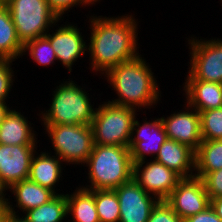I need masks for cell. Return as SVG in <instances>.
I'll use <instances>...</instances> for the list:
<instances>
[{
    "label": "cell",
    "instance_id": "e575fe53",
    "mask_svg": "<svg viewBox=\"0 0 222 222\" xmlns=\"http://www.w3.org/2000/svg\"><path fill=\"white\" fill-rule=\"evenodd\" d=\"M20 215L8 212L5 216L4 222H27V220L22 216V214Z\"/></svg>",
    "mask_w": 222,
    "mask_h": 222
},
{
    "label": "cell",
    "instance_id": "d4e9b609",
    "mask_svg": "<svg viewBox=\"0 0 222 222\" xmlns=\"http://www.w3.org/2000/svg\"><path fill=\"white\" fill-rule=\"evenodd\" d=\"M94 198L100 222H119L120 204L114 190H94Z\"/></svg>",
    "mask_w": 222,
    "mask_h": 222
},
{
    "label": "cell",
    "instance_id": "4316f807",
    "mask_svg": "<svg viewBox=\"0 0 222 222\" xmlns=\"http://www.w3.org/2000/svg\"><path fill=\"white\" fill-rule=\"evenodd\" d=\"M202 140H222V108L199 113Z\"/></svg>",
    "mask_w": 222,
    "mask_h": 222
},
{
    "label": "cell",
    "instance_id": "8d00e7d4",
    "mask_svg": "<svg viewBox=\"0 0 222 222\" xmlns=\"http://www.w3.org/2000/svg\"><path fill=\"white\" fill-rule=\"evenodd\" d=\"M13 0H0V6H8Z\"/></svg>",
    "mask_w": 222,
    "mask_h": 222
},
{
    "label": "cell",
    "instance_id": "f546056e",
    "mask_svg": "<svg viewBox=\"0 0 222 222\" xmlns=\"http://www.w3.org/2000/svg\"><path fill=\"white\" fill-rule=\"evenodd\" d=\"M201 180L210 199L222 197V169L205 174Z\"/></svg>",
    "mask_w": 222,
    "mask_h": 222
},
{
    "label": "cell",
    "instance_id": "7402d4cb",
    "mask_svg": "<svg viewBox=\"0 0 222 222\" xmlns=\"http://www.w3.org/2000/svg\"><path fill=\"white\" fill-rule=\"evenodd\" d=\"M23 44L18 39L16 28L7 6H0V59L22 58Z\"/></svg>",
    "mask_w": 222,
    "mask_h": 222
},
{
    "label": "cell",
    "instance_id": "603a6c76",
    "mask_svg": "<svg viewBox=\"0 0 222 222\" xmlns=\"http://www.w3.org/2000/svg\"><path fill=\"white\" fill-rule=\"evenodd\" d=\"M218 169H222V140H202L195 151L194 176L201 179Z\"/></svg>",
    "mask_w": 222,
    "mask_h": 222
},
{
    "label": "cell",
    "instance_id": "d590c367",
    "mask_svg": "<svg viewBox=\"0 0 222 222\" xmlns=\"http://www.w3.org/2000/svg\"><path fill=\"white\" fill-rule=\"evenodd\" d=\"M11 108L12 106L10 107L8 103H0V125Z\"/></svg>",
    "mask_w": 222,
    "mask_h": 222
},
{
    "label": "cell",
    "instance_id": "44dd1931",
    "mask_svg": "<svg viewBox=\"0 0 222 222\" xmlns=\"http://www.w3.org/2000/svg\"><path fill=\"white\" fill-rule=\"evenodd\" d=\"M66 200L67 215L70 218L68 222H100L95 205L94 190L77 186L71 194L66 193Z\"/></svg>",
    "mask_w": 222,
    "mask_h": 222
},
{
    "label": "cell",
    "instance_id": "52a82bcc",
    "mask_svg": "<svg viewBox=\"0 0 222 222\" xmlns=\"http://www.w3.org/2000/svg\"><path fill=\"white\" fill-rule=\"evenodd\" d=\"M20 42L45 36L61 20L47 0H13L7 6ZM52 27V28H51Z\"/></svg>",
    "mask_w": 222,
    "mask_h": 222
},
{
    "label": "cell",
    "instance_id": "f1b7e54d",
    "mask_svg": "<svg viewBox=\"0 0 222 222\" xmlns=\"http://www.w3.org/2000/svg\"><path fill=\"white\" fill-rule=\"evenodd\" d=\"M147 222H184L165 201L161 200L152 209Z\"/></svg>",
    "mask_w": 222,
    "mask_h": 222
},
{
    "label": "cell",
    "instance_id": "ffe728a7",
    "mask_svg": "<svg viewBox=\"0 0 222 222\" xmlns=\"http://www.w3.org/2000/svg\"><path fill=\"white\" fill-rule=\"evenodd\" d=\"M32 124L21 111L11 108L0 125V144L37 145L39 140Z\"/></svg>",
    "mask_w": 222,
    "mask_h": 222
},
{
    "label": "cell",
    "instance_id": "1f68e13d",
    "mask_svg": "<svg viewBox=\"0 0 222 222\" xmlns=\"http://www.w3.org/2000/svg\"><path fill=\"white\" fill-rule=\"evenodd\" d=\"M184 222H222L211 206L204 211L188 217Z\"/></svg>",
    "mask_w": 222,
    "mask_h": 222
},
{
    "label": "cell",
    "instance_id": "8992f818",
    "mask_svg": "<svg viewBox=\"0 0 222 222\" xmlns=\"http://www.w3.org/2000/svg\"><path fill=\"white\" fill-rule=\"evenodd\" d=\"M45 134L51 140L54 155L64 165L83 166L92 153L94 146L90 125H43Z\"/></svg>",
    "mask_w": 222,
    "mask_h": 222
},
{
    "label": "cell",
    "instance_id": "9a60e30c",
    "mask_svg": "<svg viewBox=\"0 0 222 222\" xmlns=\"http://www.w3.org/2000/svg\"><path fill=\"white\" fill-rule=\"evenodd\" d=\"M184 103V110L160 118L168 139L185 144L196 151L202 142L200 115L196 109Z\"/></svg>",
    "mask_w": 222,
    "mask_h": 222
},
{
    "label": "cell",
    "instance_id": "836d02e7",
    "mask_svg": "<svg viewBox=\"0 0 222 222\" xmlns=\"http://www.w3.org/2000/svg\"><path fill=\"white\" fill-rule=\"evenodd\" d=\"M210 206L213 208L216 215L222 220V197L210 199Z\"/></svg>",
    "mask_w": 222,
    "mask_h": 222
},
{
    "label": "cell",
    "instance_id": "74e56055",
    "mask_svg": "<svg viewBox=\"0 0 222 222\" xmlns=\"http://www.w3.org/2000/svg\"><path fill=\"white\" fill-rule=\"evenodd\" d=\"M92 6L96 5V3H100V0H87Z\"/></svg>",
    "mask_w": 222,
    "mask_h": 222
},
{
    "label": "cell",
    "instance_id": "3957f363",
    "mask_svg": "<svg viewBox=\"0 0 222 222\" xmlns=\"http://www.w3.org/2000/svg\"><path fill=\"white\" fill-rule=\"evenodd\" d=\"M85 164L90 184L81 187L88 190H113L132 179L133 163L128 147L94 144Z\"/></svg>",
    "mask_w": 222,
    "mask_h": 222
},
{
    "label": "cell",
    "instance_id": "8fae6325",
    "mask_svg": "<svg viewBox=\"0 0 222 222\" xmlns=\"http://www.w3.org/2000/svg\"><path fill=\"white\" fill-rule=\"evenodd\" d=\"M37 145L0 144V190L29 178L31 161Z\"/></svg>",
    "mask_w": 222,
    "mask_h": 222
},
{
    "label": "cell",
    "instance_id": "ac0fdd59",
    "mask_svg": "<svg viewBox=\"0 0 222 222\" xmlns=\"http://www.w3.org/2000/svg\"><path fill=\"white\" fill-rule=\"evenodd\" d=\"M52 151L40 152L36 151L33 155L30 167L29 179L42 187L48 188L55 194L59 190L56 188L59 182L62 181L63 161L56 155H52ZM61 177V178H60ZM61 180V181H60ZM56 188V190H55Z\"/></svg>",
    "mask_w": 222,
    "mask_h": 222
},
{
    "label": "cell",
    "instance_id": "cb8c5ba5",
    "mask_svg": "<svg viewBox=\"0 0 222 222\" xmlns=\"http://www.w3.org/2000/svg\"><path fill=\"white\" fill-rule=\"evenodd\" d=\"M27 222H63L68 218L66 194H56L43 205L22 215Z\"/></svg>",
    "mask_w": 222,
    "mask_h": 222
},
{
    "label": "cell",
    "instance_id": "83f0119b",
    "mask_svg": "<svg viewBox=\"0 0 222 222\" xmlns=\"http://www.w3.org/2000/svg\"><path fill=\"white\" fill-rule=\"evenodd\" d=\"M12 62L10 59H0V103H7L10 98L8 95L11 92L13 81H15V71L12 69ZM8 98V99H7Z\"/></svg>",
    "mask_w": 222,
    "mask_h": 222
},
{
    "label": "cell",
    "instance_id": "7a4b0ae2",
    "mask_svg": "<svg viewBox=\"0 0 222 222\" xmlns=\"http://www.w3.org/2000/svg\"><path fill=\"white\" fill-rule=\"evenodd\" d=\"M142 56L140 54L135 59L120 63L103 75L107 83H110L109 87H113L111 90L118 95V98L108 102L138 109L139 112L142 107L150 109L157 106L162 91L154 72Z\"/></svg>",
    "mask_w": 222,
    "mask_h": 222
},
{
    "label": "cell",
    "instance_id": "6da1fadb",
    "mask_svg": "<svg viewBox=\"0 0 222 222\" xmlns=\"http://www.w3.org/2000/svg\"><path fill=\"white\" fill-rule=\"evenodd\" d=\"M94 15L88 20L91 30L87 52L90 70L102 77L109 69L140 55L137 46L139 22L132 14L117 17Z\"/></svg>",
    "mask_w": 222,
    "mask_h": 222
},
{
    "label": "cell",
    "instance_id": "ba28073f",
    "mask_svg": "<svg viewBox=\"0 0 222 222\" xmlns=\"http://www.w3.org/2000/svg\"><path fill=\"white\" fill-rule=\"evenodd\" d=\"M190 38H187L191 57L186 80L222 83V39Z\"/></svg>",
    "mask_w": 222,
    "mask_h": 222
},
{
    "label": "cell",
    "instance_id": "30bf717a",
    "mask_svg": "<svg viewBox=\"0 0 222 222\" xmlns=\"http://www.w3.org/2000/svg\"><path fill=\"white\" fill-rule=\"evenodd\" d=\"M136 119L138 118L134 120L128 144L133 164L147 160L146 155L153 157V160L162 144L168 139L161 118H151L150 122L143 119L142 125Z\"/></svg>",
    "mask_w": 222,
    "mask_h": 222
},
{
    "label": "cell",
    "instance_id": "4dcf8cb0",
    "mask_svg": "<svg viewBox=\"0 0 222 222\" xmlns=\"http://www.w3.org/2000/svg\"><path fill=\"white\" fill-rule=\"evenodd\" d=\"M51 10L60 18H64V14L70 12V8L90 6L87 0H47ZM68 11V12H67ZM63 16V17H62Z\"/></svg>",
    "mask_w": 222,
    "mask_h": 222
},
{
    "label": "cell",
    "instance_id": "484cf974",
    "mask_svg": "<svg viewBox=\"0 0 222 222\" xmlns=\"http://www.w3.org/2000/svg\"><path fill=\"white\" fill-rule=\"evenodd\" d=\"M25 52L38 66L46 67L51 66L53 63L55 65L57 60L54 49L45 36L26 42L23 45L22 56L27 55Z\"/></svg>",
    "mask_w": 222,
    "mask_h": 222
},
{
    "label": "cell",
    "instance_id": "e0dca14e",
    "mask_svg": "<svg viewBox=\"0 0 222 222\" xmlns=\"http://www.w3.org/2000/svg\"><path fill=\"white\" fill-rule=\"evenodd\" d=\"M154 160L174 170L182 178L194 177L195 151L185 144L167 139Z\"/></svg>",
    "mask_w": 222,
    "mask_h": 222
},
{
    "label": "cell",
    "instance_id": "5bb4252c",
    "mask_svg": "<svg viewBox=\"0 0 222 222\" xmlns=\"http://www.w3.org/2000/svg\"><path fill=\"white\" fill-rule=\"evenodd\" d=\"M113 190L120 204L119 222H147L152 209L159 201L133 178Z\"/></svg>",
    "mask_w": 222,
    "mask_h": 222
},
{
    "label": "cell",
    "instance_id": "9c48e42d",
    "mask_svg": "<svg viewBox=\"0 0 222 222\" xmlns=\"http://www.w3.org/2000/svg\"><path fill=\"white\" fill-rule=\"evenodd\" d=\"M148 160L133 164L132 178L159 201L166 200L183 178L154 159Z\"/></svg>",
    "mask_w": 222,
    "mask_h": 222
},
{
    "label": "cell",
    "instance_id": "4fadbf2b",
    "mask_svg": "<svg viewBox=\"0 0 222 222\" xmlns=\"http://www.w3.org/2000/svg\"><path fill=\"white\" fill-rule=\"evenodd\" d=\"M183 220L204 211L210 198L200 178H183L165 200Z\"/></svg>",
    "mask_w": 222,
    "mask_h": 222
},
{
    "label": "cell",
    "instance_id": "2e32d148",
    "mask_svg": "<svg viewBox=\"0 0 222 222\" xmlns=\"http://www.w3.org/2000/svg\"><path fill=\"white\" fill-rule=\"evenodd\" d=\"M6 191H10L11 195H14V202H16V205L14 204L13 206L10 198H7L8 212L17 215L19 209L22 211V214H24L30 209L37 208L47 203L56 195L50 189L40 186L29 178L14 183ZM16 207L19 208L17 211H15Z\"/></svg>",
    "mask_w": 222,
    "mask_h": 222
},
{
    "label": "cell",
    "instance_id": "7c38bea8",
    "mask_svg": "<svg viewBox=\"0 0 222 222\" xmlns=\"http://www.w3.org/2000/svg\"><path fill=\"white\" fill-rule=\"evenodd\" d=\"M61 21L56 22V28L54 31L51 30L52 34L48 31L45 37L50 41L51 46L54 49L58 62H61L63 68H67L70 73L73 72L72 67L80 57L86 55L87 43L84 41V34L80 32V28L76 24H69L64 22L61 26H58ZM76 25V26H75ZM86 51V52H85ZM75 62V63H74Z\"/></svg>",
    "mask_w": 222,
    "mask_h": 222
},
{
    "label": "cell",
    "instance_id": "d6a6232c",
    "mask_svg": "<svg viewBox=\"0 0 222 222\" xmlns=\"http://www.w3.org/2000/svg\"><path fill=\"white\" fill-rule=\"evenodd\" d=\"M6 195H7V193H0V222H4L5 216L8 213L7 196Z\"/></svg>",
    "mask_w": 222,
    "mask_h": 222
},
{
    "label": "cell",
    "instance_id": "5b68a950",
    "mask_svg": "<svg viewBox=\"0 0 222 222\" xmlns=\"http://www.w3.org/2000/svg\"><path fill=\"white\" fill-rule=\"evenodd\" d=\"M96 107L91 128L97 145L128 147L137 110L104 101Z\"/></svg>",
    "mask_w": 222,
    "mask_h": 222
},
{
    "label": "cell",
    "instance_id": "d6986e66",
    "mask_svg": "<svg viewBox=\"0 0 222 222\" xmlns=\"http://www.w3.org/2000/svg\"><path fill=\"white\" fill-rule=\"evenodd\" d=\"M183 86L186 103L199 113L209 109L222 108L221 83L185 80Z\"/></svg>",
    "mask_w": 222,
    "mask_h": 222
},
{
    "label": "cell",
    "instance_id": "277c9868",
    "mask_svg": "<svg viewBox=\"0 0 222 222\" xmlns=\"http://www.w3.org/2000/svg\"><path fill=\"white\" fill-rule=\"evenodd\" d=\"M59 83L48 104L50 108L38 115L41 125H91L96 108L94 102L91 104L92 95L89 98L86 87L82 88L70 78Z\"/></svg>",
    "mask_w": 222,
    "mask_h": 222
}]
</instances>
